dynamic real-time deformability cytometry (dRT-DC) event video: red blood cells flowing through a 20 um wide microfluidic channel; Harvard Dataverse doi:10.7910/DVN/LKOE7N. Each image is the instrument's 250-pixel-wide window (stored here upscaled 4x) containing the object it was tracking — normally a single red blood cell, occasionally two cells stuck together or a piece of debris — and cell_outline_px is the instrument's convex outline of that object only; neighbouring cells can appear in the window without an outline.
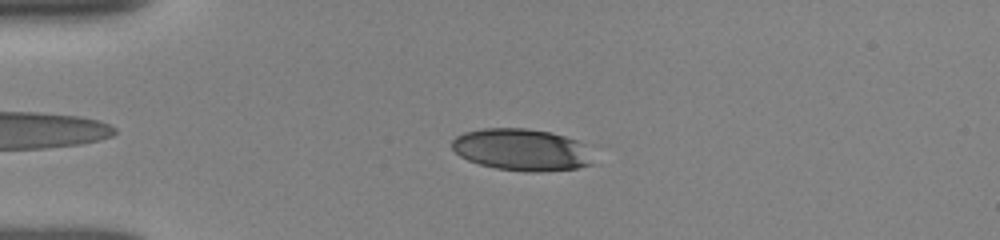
{"species": "human", "species_latin": "Homo sapiens", "temperature_condition": "room temperature", "stored_images_in_passage": 23, "camera_frame_rate_fps": 3000, "um_per_image_px": 0.085, "donor": {"sex": "female"}, "frame": {"image": 1, "passage_image": 15, "time_ms": 3.0, "image_size_px": [1000, 240], "cell_outline_px": [[592, 164], [576, 168], [540, 172], [528, 172], [496, 168], [480, 164], [468, 160], [460, 156], [452, 148], [452, 140], [456, 136], [464, 132], [480, 128], [528, 128], [552, 132], [576, 140], [584, 144]], "centroid_in_image_um": [44.29, 12.71], "position_along_channel_um": 40.7, "area_um2": 34.39}}